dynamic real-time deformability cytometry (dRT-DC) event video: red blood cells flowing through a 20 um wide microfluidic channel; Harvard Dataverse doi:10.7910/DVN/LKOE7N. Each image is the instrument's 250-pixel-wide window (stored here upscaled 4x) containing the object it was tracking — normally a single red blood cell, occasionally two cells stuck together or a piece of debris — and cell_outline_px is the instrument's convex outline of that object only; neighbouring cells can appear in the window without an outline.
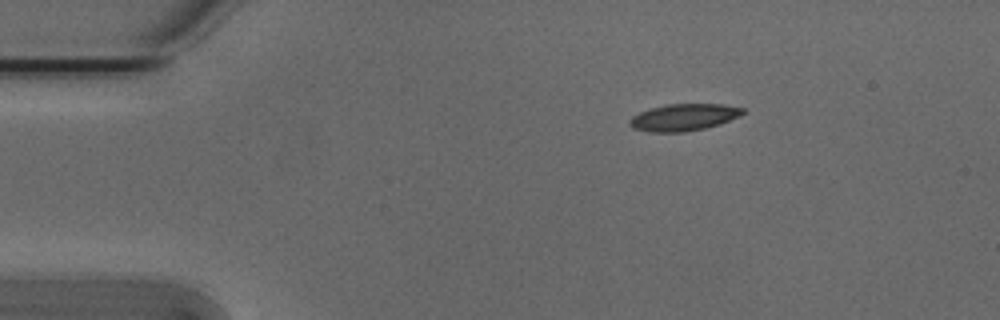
{"species": "Egyptian fruit bat (a non-hibernating species)", "species_latin": "Rousettus aegyptiacus", "temperature_condition": "cold", "stored_images_in_passage": 46, "camera_frame_rate_fps": 3000, "um_per_image_px": 0.085, "animal": {"sex": "male"}, "frame": {"image": 1, "passage_image": 1, "time_ms": 0.0, "image_size_px": [1000, 320], "cell_outline_px": [[744, 112], [740, 116], [720, 124], [704, 128], [684, 132], [648, 132], [632, 128], [628, 124], [632, 116], [640, 112], [652, 108], [668, 104], [724, 104], [744, 108]], "centroid_in_image_um": [58.12, 9.97], "position_along_channel_um": 26.9, "area_um2": 17.74}}
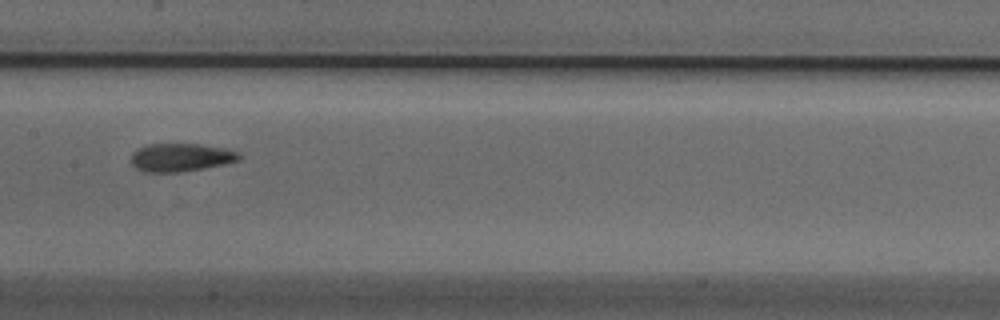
{"frame": {"image": 2, "passage_image": 19, "time_ms": 6.0, "image_size_px": [1000, 320], "cell_outline_px": [[240, 160], [224, 164], [180, 172], [144, 172], [136, 168], [128, 160], [132, 152], [148, 144], [200, 144], [224, 148], [236, 152], [240, 156]], "centroid_in_image_um": [15.31, 13.38], "position_along_channel_um": 192.1, "area_um2": 17.69}}
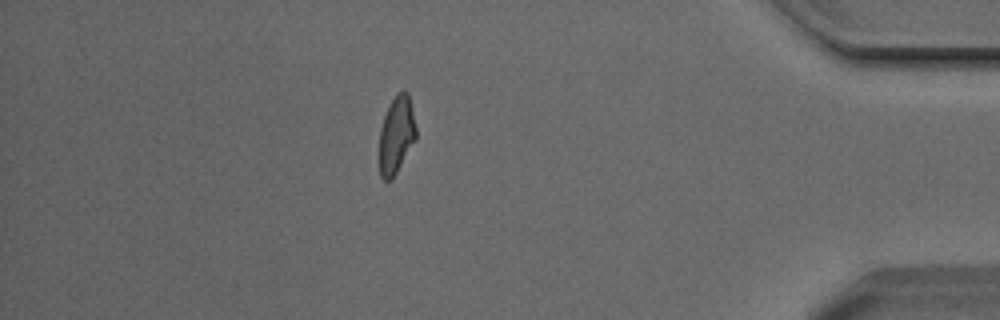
{"frame": {"image": 3, "passage_image": 39, "time_ms": 12.667, "image_size_px": [1000, 320], "cell_outline_px": [[416, 140], [392, 180], [384, 180], [380, 176], [380, 128], [384, 116], [396, 92], [408, 92], [412, 108], [416, 128]], "centroid_in_image_um": [33.7, 11.48], "position_along_channel_um": 401.5, "area_um2": 16.47}, "authors_computed_cell_mechanics": {"area_um2": 17.5712, "velocity_mm_per_s": 3.8038, "shape_relaxation_time_tau1_ms": 4.7454, "shape_relaxation_time_tau2_ms": 2.2195, "deformation_change_tau1": 0.1652, "deformation_change_tau2": 0.0843}}